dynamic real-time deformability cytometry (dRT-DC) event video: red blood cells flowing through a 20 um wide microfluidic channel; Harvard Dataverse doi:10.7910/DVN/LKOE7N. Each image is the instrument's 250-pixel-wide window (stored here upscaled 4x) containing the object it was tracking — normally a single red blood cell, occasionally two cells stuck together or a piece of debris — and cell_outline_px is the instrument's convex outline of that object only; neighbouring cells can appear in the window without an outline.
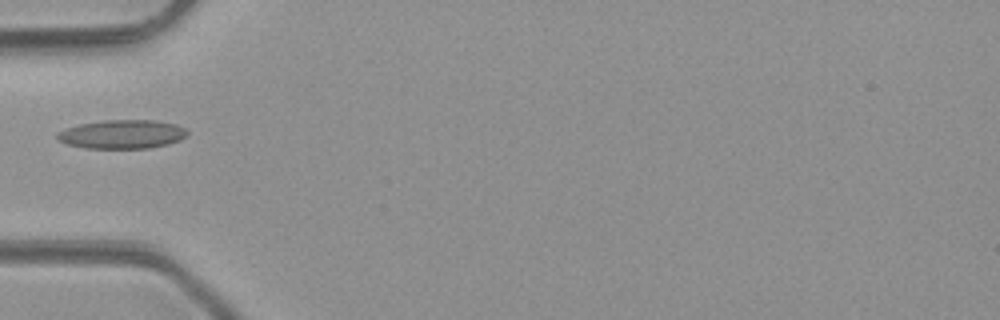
{"species": "common noctule bat (a hibernating species)", "species_latin": "Nyctalus noctula", "temperature_condition": "room temperature", "stored_images_in_passage": 3, "camera_frame_rate_fps": 3000, "um_per_image_px": 0.085, "animal": {"sex": "male", "body_mass_g": 23.1, "forearm_length_mm": 52.7}, "frame": {"image": 1, "passage_image": 3, "time_ms": 2.0, "image_size_px": [1000, 320], "cell_outline_px": [[188, 132], [180, 140], [168, 144], [148, 148], [84, 148], [68, 144], [56, 140], [56, 132], [64, 128], [80, 124], [104, 120], [156, 120], [176, 124], [184, 128]], "centroid_in_image_um": [10.34, 11.4], "position_along_channel_um": 74.7, "area_um2": 21.91}}